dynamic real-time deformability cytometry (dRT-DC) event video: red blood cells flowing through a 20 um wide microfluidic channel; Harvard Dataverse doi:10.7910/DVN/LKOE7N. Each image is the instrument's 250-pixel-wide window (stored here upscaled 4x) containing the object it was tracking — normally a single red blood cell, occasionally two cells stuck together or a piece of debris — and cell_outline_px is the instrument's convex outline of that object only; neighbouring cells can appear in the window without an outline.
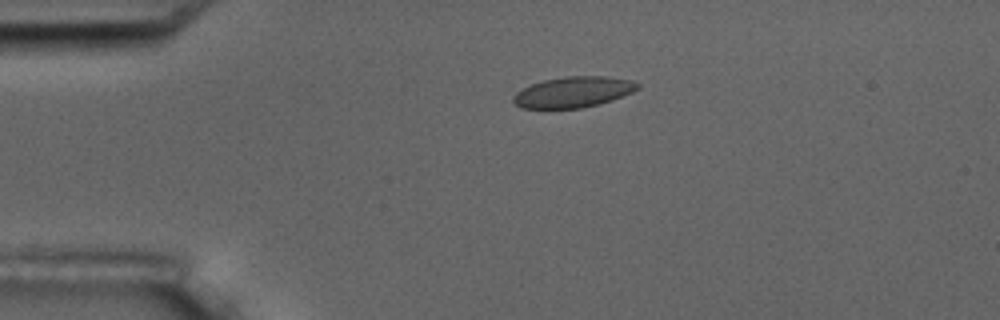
{"species": "common noctule bat (a hibernating species)", "species_latin": "Nyctalus noctula", "temperature_condition": "room temperature", "stored_images_in_passage": 6, "camera_frame_rate_fps": 3000, "um_per_image_px": 0.085, "animal": {"sex": "male", "body_mass_g": 17.5, "forearm_length_mm": 52.3}, "frame": {"image": 1, "passage_image": 4, "time_ms": 3.667, "image_size_px": [1000, 320], "cell_outline_px": [[640, 88], [632, 92], [612, 100], [600, 104], [580, 108], [520, 108], [512, 100], [512, 96], [516, 92], [532, 84], [544, 80], [568, 76], [608, 76], [632, 80], [640, 84]], "centroid_in_image_um": [48.75, 7.82], "position_along_channel_um": 36.2, "area_um2": 22.31}}
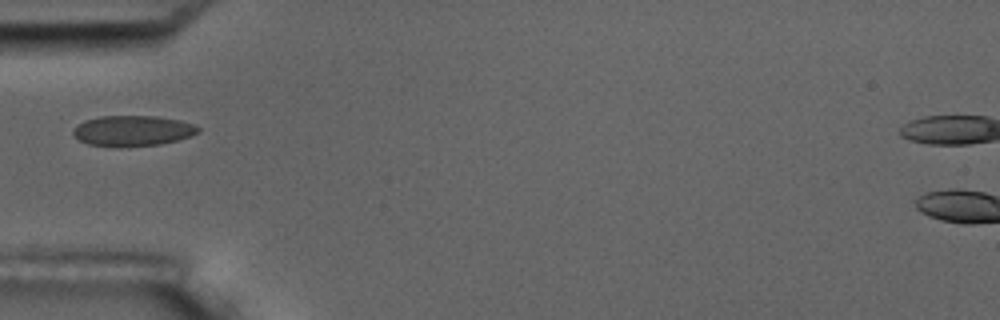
{"frame": {"image": 2, "passage_image": 6, "time_ms": 5.667, "image_size_px": [1000, 320], "cell_outline_px": [[200, 132], [192, 136], [160, 144], [120, 148], [116, 148], [88, 144], [80, 140], [72, 132], [72, 128], [76, 124], [84, 120], [100, 116], [156, 116], [180, 120], [196, 124], [200, 128]], "centroid_in_image_um": [11.27, 11.12], "position_along_channel_um": 73.7, "area_um2": 22.72}}